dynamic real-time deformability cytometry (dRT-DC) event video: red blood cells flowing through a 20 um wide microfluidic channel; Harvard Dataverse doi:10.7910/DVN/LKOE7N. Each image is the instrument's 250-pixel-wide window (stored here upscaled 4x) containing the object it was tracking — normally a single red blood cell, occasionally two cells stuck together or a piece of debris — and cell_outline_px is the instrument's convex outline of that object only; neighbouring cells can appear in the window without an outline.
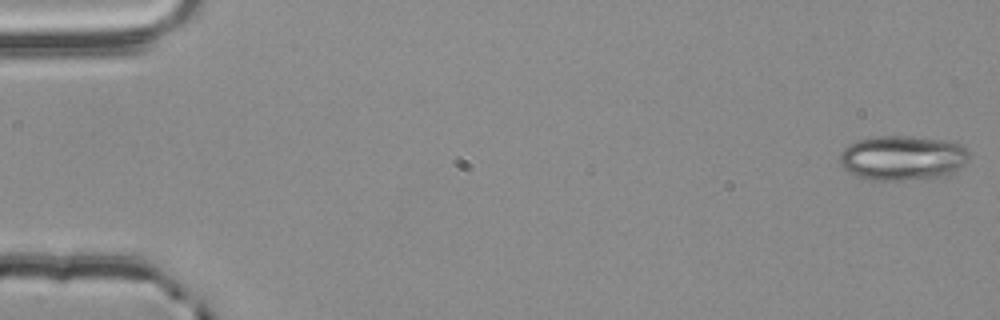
{"species": "common noctule bat (a hibernating species)", "species_latin": "Nyctalus noctula", "temperature_condition": "room temperature", "stored_images_in_passage": 10, "camera_frame_rate_fps": 3000, "um_per_image_px": 0.085, "animal": {"sex": "male", "body_mass_g": 20.4}, "frame": {"image": 1, "passage_image": 1, "time_ms": 0.0, "image_size_px": [1000, 320], "cell_outline_px": [[968, 160], [960, 168], [948, 176], [936, 180], [872, 180], [848, 172], [840, 164], [840, 152], [848, 144], [856, 140], [876, 136], [904, 136], [952, 140], [960, 144], [968, 152]], "centroid_in_image_um": [76.76, 13.44], "position_along_channel_um": 8.2, "area_um2": 34.45}}